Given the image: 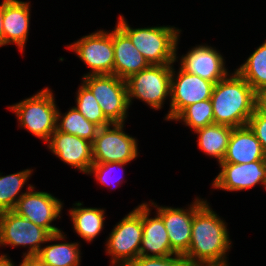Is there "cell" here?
<instances>
[{
    "instance_id": "6da1fadb",
    "label": "cell",
    "mask_w": 266,
    "mask_h": 266,
    "mask_svg": "<svg viewBox=\"0 0 266 266\" xmlns=\"http://www.w3.org/2000/svg\"><path fill=\"white\" fill-rule=\"evenodd\" d=\"M198 200L195 201L191 243L184 255L186 263L188 266L227 265L224 256L231 242L225 223L206 201Z\"/></svg>"
},
{
    "instance_id": "7a4b0ae2",
    "label": "cell",
    "mask_w": 266,
    "mask_h": 266,
    "mask_svg": "<svg viewBox=\"0 0 266 266\" xmlns=\"http://www.w3.org/2000/svg\"><path fill=\"white\" fill-rule=\"evenodd\" d=\"M210 100L214 124L233 128L246 126L257 108V93L237 72L215 83Z\"/></svg>"
},
{
    "instance_id": "3957f363",
    "label": "cell",
    "mask_w": 266,
    "mask_h": 266,
    "mask_svg": "<svg viewBox=\"0 0 266 266\" xmlns=\"http://www.w3.org/2000/svg\"><path fill=\"white\" fill-rule=\"evenodd\" d=\"M117 26L130 38L149 65H171L176 61L179 30L167 26L132 29L122 16Z\"/></svg>"
},
{
    "instance_id": "277c9868",
    "label": "cell",
    "mask_w": 266,
    "mask_h": 266,
    "mask_svg": "<svg viewBox=\"0 0 266 266\" xmlns=\"http://www.w3.org/2000/svg\"><path fill=\"white\" fill-rule=\"evenodd\" d=\"M53 93L48 89L38 92L10 108L17 114L20 125L27 128L35 136L48 142L56 130L60 113L56 109Z\"/></svg>"
},
{
    "instance_id": "5b68a950",
    "label": "cell",
    "mask_w": 266,
    "mask_h": 266,
    "mask_svg": "<svg viewBox=\"0 0 266 266\" xmlns=\"http://www.w3.org/2000/svg\"><path fill=\"white\" fill-rule=\"evenodd\" d=\"M64 239L62 232L50 234L46 229L18 215L13 210L0 213V244L30 245L25 257H35L41 250L40 243Z\"/></svg>"
},
{
    "instance_id": "8992f818",
    "label": "cell",
    "mask_w": 266,
    "mask_h": 266,
    "mask_svg": "<svg viewBox=\"0 0 266 266\" xmlns=\"http://www.w3.org/2000/svg\"><path fill=\"white\" fill-rule=\"evenodd\" d=\"M84 85L93 93L106 119L123 123L129 107L126 80L116 75H85Z\"/></svg>"
},
{
    "instance_id": "52a82bcc",
    "label": "cell",
    "mask_w": 266,
    "mask_h": 266,
    "mask_svg": "<svg viewBox=\"0 0 266 266\" xmlns=\"http://www.w3.org/2000/svg\"><path fill=\"white\" fill-rule=\"evenodd\" d=\"M143 237L142 204L125 216L113 229L107 251L113 256L111 263L126 266L139 256Z\"/></svg>"
},
{
    "instance_id": "ba28073f",
    "label": "cell",
    "mask_w": 266,
    "mask_h": 266,
    "mask_svg": "<svg viewBox=\"0 0 266 266\" xmlns=\"http://www.w3.org/2000/svg\"><path fill=\"white\" fill-rule=\"evenodd\" d=\"M171 73V65H149L131 75L126 80L129 104L131 98L136 97L154 109L161 108L164 99L170 94Z\"/></svg>"
},
{
    "instance_id": "9c48e42d",
    "label": "cell",
    "mask_w": 266,
    "mask_h": 266,
    "mask_svg": "<svg viewBox=\"0 0 266 266\" xmlns=\"http://www.w3.org/2000/svg\"><path fill=\"white\" fill-rule=\"evenodd\" d=\"M98 129L92 142L93 163H128L137 156L136 140L123 132V123Z\"/></svg>"
},
{
    "instance_id": "30bf717a",
    "label": "cell",
    "mask_w": 266,
    "mask_h": 266,
    "mask_svg": "<svg viewBox=\"0 0 266 266\" xmlns=\"http://www.w3.org/2000/svg\"><path fill=\"white\" fill-rule=\"evenodd\" d=\"M172 69L170 81V111L166 119H174L185 107L211 99L215 83L203 79L196 74L180 68L177 78L174 80ZM175 81V82H174Z\"/></svg>"
},
{
    "instance_id": "8fae6325",
    "label": "cell",
    "mask_w": 266,
    "mask_h": 266,
    "mask_svg": "<svg viewBox=\"0 0 266 266\" xmlns=\"http://www.w3.org/2000/svg\"><path fill=\"white\" fill-rule=\"evenodd\" d=\"M68 47L74 50L80 59L93 70L90 75L113 74V32L92 33Z\"/></svg>"
},
{
    "instance_id": "7c38bea8",
    "label": "cell",
    "mask_w": 266,
    "mask_h": 266,
    "mask_svg": "<svg viewBox=\"0 0 266 266\" xmlns=\"http://www.w3.org/2000/svg\"><path fill=\"white\" fill-rule=\"evenodd\" d=\"M33 188L29 186V191L22 194L13 211L46 229L50 234L60 232V229L50 223L59 216L61 202L47 192H33Z\"/></svg>"
},
{
    "instance_id": "4fadbf2b",
    "label": "cell",
    "mask_w": 266,
    "mask_h": 266,
    "mask_svg": "<svg viewBox=\"0 0 266 266\" xmlns=\"http://www.w3.org/2000/svg\"><path fill=\"white\" fill-rule=\"evenodd\" d=\"M222 168L215 178L213 186L229 191L252 188L262 182L266 187V160L251 163H220Z\"/></svg>"
},
{
    "instance_id": "5bb4252c",
    "label": "cell",
    "mask_w": 266,
    "mask_h": 266,
    "mask_svg": "<svg viewBox=\"0 0 266 266\" xmlns=\"http://www.w3.org/2000/svg\"><path fill=\"white\" fill-rule=\"evenodd\" d=\"M49 148L65 163L88 173L93 164L92 142L55 130L49 138Z\"/></svg>"
},
{
    "instance_id": "9a60e30c",
    "label": "cell",
    "mask_w": 266,
    "mask_h": 266,
    "mask_svg": "<svg viewBox=\"0 0 266 266\" xmlns=\"http://www.w3.org/2000/svg\"><path fill=\"white\" fill-rule=\"evenodd\" d=\"M158 215L162 218L167 235L170 239L171 250L175 254L185 255L191 243V229L195 214V202L190 210L158 207Z\"/></svg>"
},
{
    "instance_id": "2e32d148",
    "label": "cell",
    "mask_w": 266,
    "mask_h": 266,
    "mask_svg": "<svg viewBox=\"0 0 266 266\" xmlns=\"http://www.w3.org/2000/svg\"><path fill=\"white\" fill-rule=\"evenodd\" d=\"M181 67L185 71L213 83L224 79L228 75L222 56L209 46L193 48L186 56L182 57Z\"/></svg>"
},
{
    "instance_id": "e0dca14e",
    "label": "cell",
    "mask_w": 266,
    "mask_h": 266,
    "mask_svg": "<svg viewBox=\"0 0 266 266\" xmlns=\"http://www.w3.org/2000/svg\"><path fill=\"white\" fill-rule=\"evenodd\" d=\"M113 46V75H116L120 79L127 80L131 75L149 66L144 56L118 26L113 31Z\"/></svg>"
},
{
    "instance_id": "ac0fdd59",
    "label": "cell",
    "mask_w": 266,
    "mask_h": 266,
    "mask_svg": "<svg viewBox=\"0 0 266 266\" xmlns=\"http://www.w3.org/2000/svg\"><path fill=\"white\" fill-rule=\"evenodd\" d=\"M257 160H266V153L254 132L248 125L233 128L221 163L242 164Z\"/></svg>"
},
{
    "instance_id": "d6986e66",
    "label": "cell",
    "mask_w": 266,
    "mask_h": 266,
    "mask_svg": "<svg viewBox=\"0 0 266 266\" xmlns=\"http://www.w3.org/2000/svg\"><path fill=\"white\" fill-rule=\"evenodd\" d=\"M29 3L3 0V45L16 43L23 51L29 28Z\"/></svg>"
},
{
    "instance_id": "ffe728a7",
    "label": "cell",
    "mask_w": 266,
    "mask_h": 266,
    "mask_svg": "<svg viewBox=\"0 0 266 266\" xmlns=\"http://www.w3.org/2000/svg\"><path fill=\"white\" fill-rule=\"evenodd\" d=\"M150 209L147 204H142L143 237L139 256L161 257L172 256L169 236L162 218L157 214L155 218L149 217ZM148 251L153 254H148Z\"/></svg>"
},
{
    "instance_id": "44dd1931",
    "label": "cell",
    "mask_w": 266,
    "mask_h": 266,
    "mask_svg": "<svg viewBox=\"0 0 266 266\" xmlns=\"http://www.w3.org/2000/svg\"><path fill=\"white\" fill-rule=\"evenodd\" d=\"M232 130L233 127L222 124H212L196 130L195 132L199 134L200 149L218 158L221 163L226 155Z\"/></svg>"
},
{
    "instance_id": "7402d4cb",
    "label": "cell",
    "mask_w": 266,
    "mask_h": 266,
    "mask_svg": "<svg viewBox=\"0 0 266 266\" xmlns=\"http://www.w3.org/2000/svg\"><path fill=\"white\" fill-rule=\"evenodd\" d=\"M236 72L257 94L266 90V42L259 46Z\"/></svg>"
},
{
    "instance_id": "603a6c76",
    "label": "cell",
    "mask_w": 266,
    "mask_h": 266,
    "mask_svg": "<svg viewBox=\"0 0 266 266\" xmlns=\"http://www.w3.org/2000/svg\"><path fill=\"white\" fill-rule=\"evenodd\" d=\"M74 230L86 241L93 240L103 227L104 210L97 208H73L70 210Z\"/></svg>"
},
{
    "instance_id": "cb8c5ba5",
    "label": "cell",
    "mask_w": 266,
    "mask_h": 266,
    "mask_svg": "<svg viewBox=\"0 0 266 266\" xmlns=\"http://www.w3.org/2000/svg\"><path fill=\"white\" fill-rule=\"evenodd\" d=\"M77 243H58L46 246L35 256L43 266H79Z\"/></svg>"
},
{
    "instance_id": "d4e9b609",
    "label": "cell",
    "mask_w": 266,
    "mask_h": 266,
    "mask_svg": "<svg viewBox=\"0 0 266 266\" xmlns=\"http://www.w3.org/2000/svg\"><path fill=\"white\" fill-rule=\"evenodd\" d=\"M99 127L89 122L75 107L56 124V130L93 142Z\"/></svg>"
},
{
    "instance_id": "484cf974",
    "label": "cell",
    "mask_w": 266,
    "mask_h": 266,
    "mask_svg": "<svg viewBox=\"0 0 266 266\" xmlns=\"http://www.w3.org/2000/svg\"><path fill=\"white\" fill-rule=\"evenodd\" d=\"M31 170L14 173L7 176L0 177V213L4 211H11L15 208L20 195L16 199V195L25 184L27 178L30 176Z\"/></svg>"
},
{
    "instance_id": "4316f807",
    "label": "cell",
    "mask_w": 266,
    "mask_h": 266,
    "mask_svg": "<svg viewBox=\"0 0 266 266\" xmlns=\"http://www.w3.org/2000/svg\"><path fill=\"white\" fill-rule=\"evenodd\" d=\"M184 120L194 131L214 124V115L210 99L185 107L174 120Z\"/></svg>"
},
{
    "instance_id": "83f0119b",
    "label": "cell",
    "mask_w": 266,
    "mask_h": 266,
    "mask_svg": "<svg viewBox=\"0 0 266 266\" xmlns=\"http://www.w3.org/2000/svg\"><path fill=\"white\" fill-rule=\"evenodd\" d=\"M77 107H75L89 122L99 128L112 125L104 116L93 93L83 84L78 90Z\"/></svg>"
},
{
    "instance_id": "f1b7e54d",
    "label": "cell",
    "mask_w": 266,
    "mask_h": 266,
    "mask_svg": "<svg viewBox=\"0 0 266 266\" xmlns=\"http://www.w3.org/2000/svg\"><path fill=\"white\" fill-rule=\"evenodd\" d=\"M126 266H188L183 255L175 254L171 256L146 257L138 256Z\"/></svg>"
},
{
    "instance_id": "f546056e",
    "label": "cell",
    "mask_w": 266,
    "mask_h": 266,
    "mask_svg": "<svg viewBox=\"0 0 266 266\" xmlns=\"http://www.w3.org/2000/svg\"><path fill=\"white\" fill-rule=\"evenodd\" d=\"M247 125L254 132L266 153V114L257 107Z\"/></svg>"
},
{
    "instance_id": "4dcf8cb0",
    "label": "cell",
    "mask_w": 266,
    "mask_h": 266,
    "mask_svg": "<svg viewBox=\"0 0 266 266\" xmlns=\"http://www.w3.org/2000/svg\"><path fill=\"white\" fill-rule=\"evenodd\" d=\"M127 163H93L92 166L90 167V170L88 173H95L96 178L98 181L103 183L104 185L108 186L110 185V181H108L107 177L109 175L110 170H112L115 166H120L125 165ZM111 173V172H110ZM122 177H119L116 182H120Z\"/></svg>"
},
{
    "instance_id": "1f68e13d",
    "label": "cell",
    "mask_w": 266,
    "mask_h": 266,
    "mask_svg": "<svg viewBox=\"0 0 266 266\" xmlns=\"http://www.w3.org/2000/svg\"><path fill=\"white\" fill-rule=\"evenodd\" d=\"M257 107L266 114V90L260 91L257 94Z\"/></svg>"
},
{
    "instance_id": "d6a6232c",
    "label": "cell",
    "mask_w": 266,
    "mask_h": 266,
    "mask_svg": "<svg viewBox=\"0 0 266 266\" xmlns=\"http://www.w3.org/2000/svg\"><path fill=\"white\" fill-rule=\"evenodd\" d=\"M20 266H43L36 257H24Z\"/></svg>"
},
{
    "instance_id": "836d02e7",
    "label": "cell",
    "mask_w": 266,
    "mask_h": 266,
    "mask_svg": "<svg viewBox=\"0 0 266 266\" xmlns=\"http://www.w3.org/2000/svg\"><path fill=\"white\" fill-rule=\"evenodd\" d=\"M0 46H3V2L0 5Z\"/></svg>"
},
{
    "instance_id": "e575fe53",
    "label": "cell",
    "mask_w": 266,
    "mask_h": 266,
    "mask_svg": "<svg viewBox=\"0 0 266 266\" xmlns=\"http://www.w3.org/2000/svg\"><path fill=\"white\" fill-rule=\"evenodd\" d=\"M6 257V255L0 256V266H14L11 260Z\"/></svg>"
},
{
    "instance_id": "d590c367",
    "label": "cell",
    "mask_w": 266,
    "mask_h": 266,
    "mask_svg": "<svg viewBox=\"0 0 266 266\" xmlns=\"http://www.w3.org/2000/svg\"><path fill=\"white\" fill-rule=\"evenodd\" d=\"M208 266H227V265H208Z\"/></svg>"
}]
</instances>
